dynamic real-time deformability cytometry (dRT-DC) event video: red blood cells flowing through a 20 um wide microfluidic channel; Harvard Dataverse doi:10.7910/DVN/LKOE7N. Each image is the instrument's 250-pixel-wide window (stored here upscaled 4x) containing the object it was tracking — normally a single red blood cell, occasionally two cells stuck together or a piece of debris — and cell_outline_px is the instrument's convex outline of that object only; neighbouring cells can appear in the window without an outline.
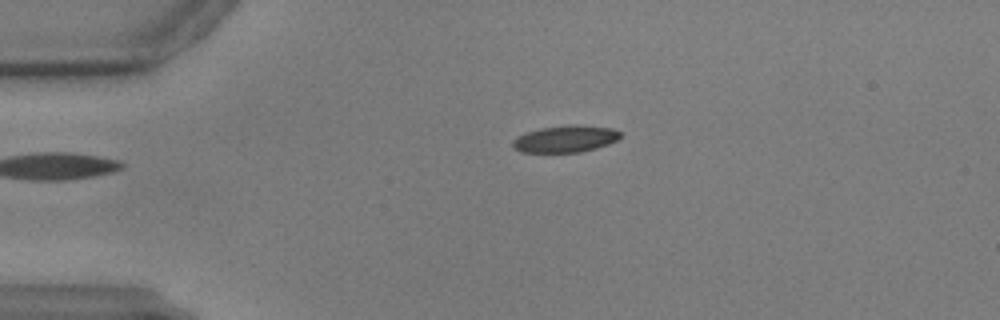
{"species": "common noctule bat (a hibernating species)", "species_latin": "Nyctalus noctula", "temperature_condition": "warm", "stored_images_in_passage": 45, "camera_frame_rate_fps": 3000, "um_per_image_px": 0.085, "animal": {"sex": "male", "body_mass_g": 17.9, "forearm_length_mm": 54.2}, "frame": {"image": 1, "passage_image": 1, "time_ms": 0.0, "image_size_px": [1000, 320], "cell_outline_px": [[620, 136], [616, 140], [608, 144], [596, 148], [580, 152], [520, 152], [512, 148], [512, 140], [528, 132], [540, 128], [572, 124], [612, 128], [620, 132]], "centroid_in_image_um": [48.04, 11.81], "position_along_channel_um": 37.0, "area_um2": 16.7}}
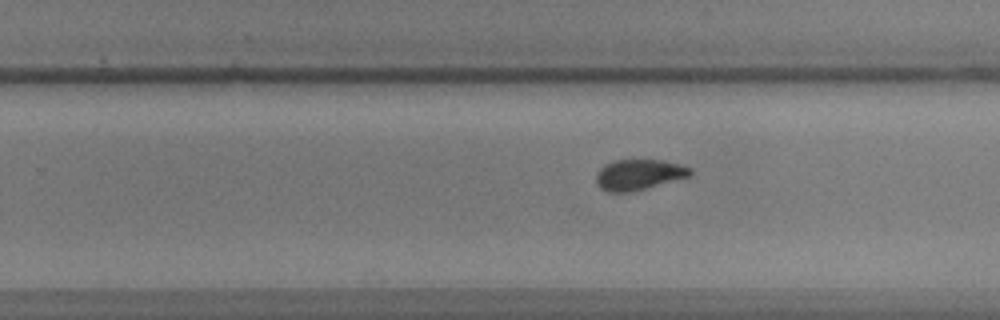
{"frame": {"image": 2, "passage_image": 25, "time_ms": 8.0, "image_size_px": [1000, 320], "cell_outline_px": [[692, 176], [628, 192], [608, 192], [600, 188], [596, 184], [596, 172], [604, 164], [616, 160], [660, 160], [680, 164], [692, 168]], "centroid_in_image_um": [54.29, 14.84], "position_along_channel_um": 275.5, "area_um2": 16.76}}
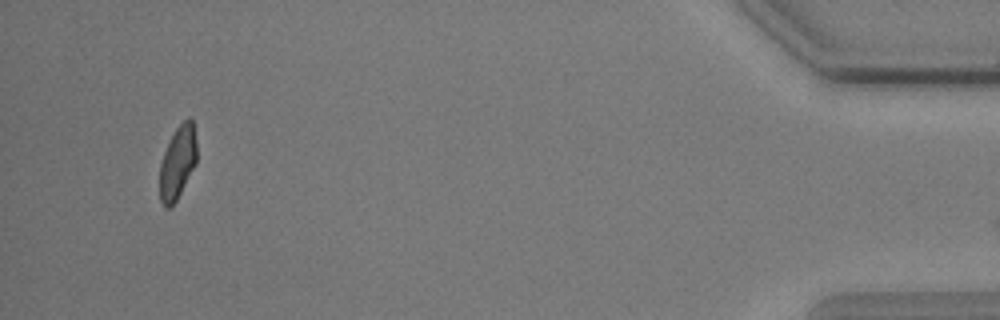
{"frame": {"image": 3, "passage_image": 44, "time_ms": 14.333, "image_size_px": [1000, 320], "cell_outline_px": [[196, 164], [176, 200], [168, 208], [164, 208], [160, 200], [160, 164], [164, 152], [176, 128], [188, 116], [192, 120], [196, 140]], "centroid_in_image_um": [15.1, 13.81], "position_along_channel_um": 420.1, "area_um2": 15.55}}